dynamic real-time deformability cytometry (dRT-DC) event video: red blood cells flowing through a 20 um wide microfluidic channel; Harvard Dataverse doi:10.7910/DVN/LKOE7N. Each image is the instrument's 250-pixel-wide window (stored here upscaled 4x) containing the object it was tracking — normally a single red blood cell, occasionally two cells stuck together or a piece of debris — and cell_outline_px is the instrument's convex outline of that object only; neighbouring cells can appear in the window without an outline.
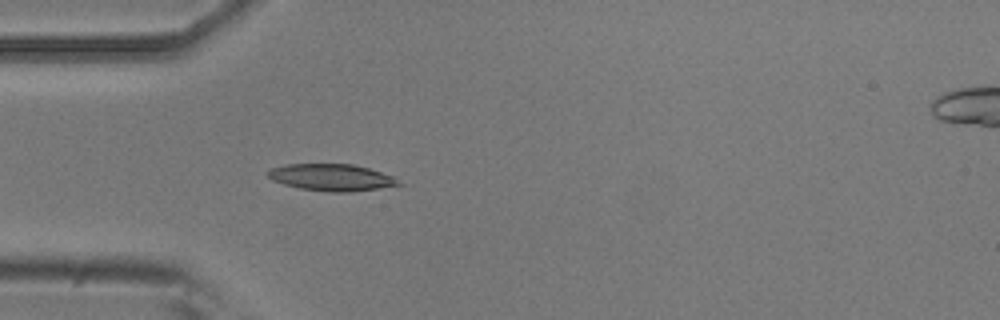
{"species": "common noctule bat (a hibernating species)", "species_latin": "Nyctalus noctula", "temperature_condition": "room temperature", "stored_images_in_passage": 3, "camera_frame_rate_fps": 3000, "um_per_image_px": 0.085, "animal": {"sex": "male", "body_mass_g": 20.5, "forearm_length_mm": 52.5}, "frame": {"image": 1, "passage_image": 2, "time_ms": 0.333, "image_size_px": [1000, 320], "cell_outline_px": [[404, 184], [348, 192], [332, 192], [300, 188], [284, 184], [272, 180], [264, 172], [272, 168], [284, 164], [352, 164], [368, 168], [392, 176]], "centroid_in_image_um": [28.13, 15.07], "position_along_channel_um": 56.9, "area_um2": 20.23}}